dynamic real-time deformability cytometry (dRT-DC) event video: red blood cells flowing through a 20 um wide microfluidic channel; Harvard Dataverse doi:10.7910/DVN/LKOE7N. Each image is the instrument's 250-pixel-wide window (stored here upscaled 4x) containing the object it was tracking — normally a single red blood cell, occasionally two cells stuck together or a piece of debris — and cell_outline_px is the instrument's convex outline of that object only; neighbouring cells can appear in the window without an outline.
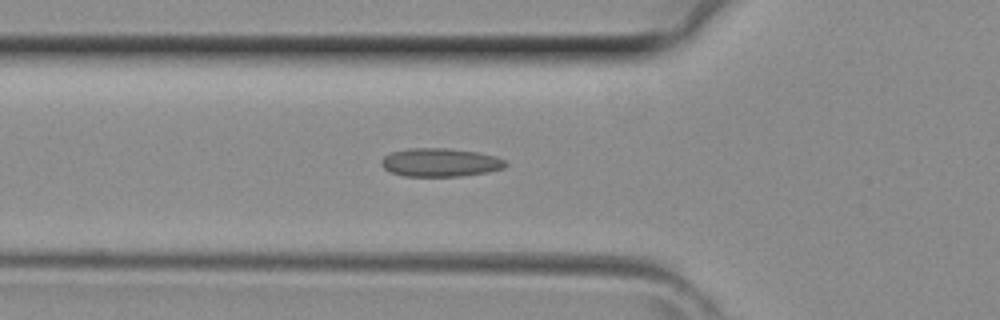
{"species": "common noctule bat (a hibernating species)", "species_latin": "Nyctalus noctula", "temperature_condition": "room temperature", "stored_images_in_passage": 36, "camera_frame_rate_fps": 3000, "um_per_image_px": 0.085, "animal": {"sex": "female", "body_mass_g": 29.2, "forearm_length_mm": 56.3}, "frame": {"image": 1, "passage_image": 14, "time_ms": 4.333, "image_size_px": [1000, 320], "cell_outline_px": [[508, 164], [504, 168], [484, 172], [460, 176], [404, 176], [392, 172], [384, 168], [380, 164], [380, 160], [384, 156], [392, 152], [408, 148], [448, 148], [476, 152], [496, 156], [504, 160]], "centroid_in_image_um": [37.39, 13.8], "position_along_channel_um": 88.4, "area_um2": 20.46}}
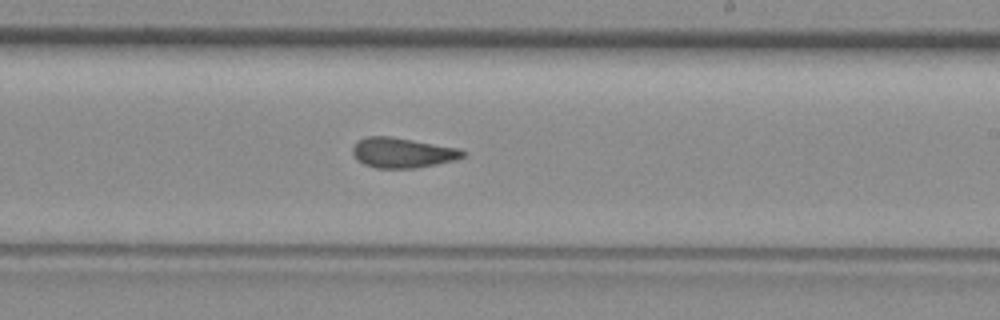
{"frame": {"image": 2, "passage_image": 24, "time_ms": 7.667, "image_size_px": [1000, 320], "cell_outline_px": [[464, 156], [452, 160], [436, 164], [412, 168], [376, 168], [364, 164], [352, 152], [352, 148], [360, 140], [368, 136], [392, 136], [456, 148], [464, 152]], "centroid_in_image_um": [34.18, 12.98], "position_along_channel_um": 254.8, "area_um2": 18.79}}
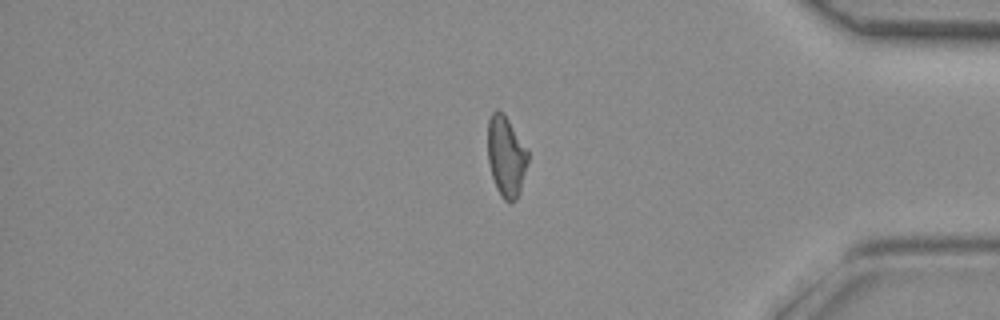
{"frame": {"image": 3, "passage_image": 34, "time_ms": 11.0, "image_size_px": [1000, 320], "cell_outline_px": [[528, 160], [520, 192], [516, 200], [508, 204], [500, 196], [496, 188], [492, 176], [488, 160], [488, 120], [492, 112], [496, 108], [504, 112], [528, 148]], "centroid_in_image_um": [43.03, 13.27], "position_along_channel_um": 392.2, "area_um2": 19.31}}